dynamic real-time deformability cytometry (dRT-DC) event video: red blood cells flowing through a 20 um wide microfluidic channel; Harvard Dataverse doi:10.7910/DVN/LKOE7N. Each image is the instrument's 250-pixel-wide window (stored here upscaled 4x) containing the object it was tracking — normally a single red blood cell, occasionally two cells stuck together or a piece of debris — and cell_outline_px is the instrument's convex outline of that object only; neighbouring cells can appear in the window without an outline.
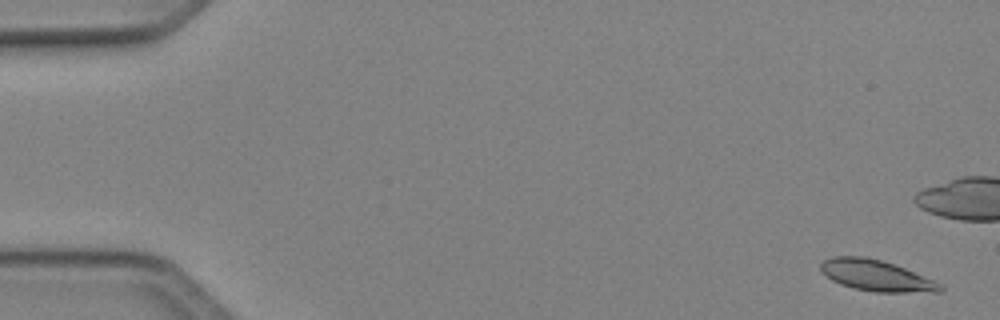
{"species": "Egyptian fruit bat (a non-hibernating species)", "species_latin": "Rousettus aegyptiacus", "temperature_condition": "cold", "stored_images_in_passage": 51, "camera_frame_rate_fps": 3000, "um_per_image_px": 0.085, "animal": {"sex": "female"}, "frame": {"image": 1, "passage_image": 2, "time_ms": 0.333, "image_size_px": [1000, 320], "cell_outline_px": [[944, 292], [876, 292], [856, 288], [840, 284], [832, 280], [820, 268], [820, 264], [824, 260], [832, 256], [868, 256], [904, 268], [944, 284]], "centroid_in_image_um": [74.53, 23.42], "position_along_channel_um": 10.5, "area_um2": 21.5}}
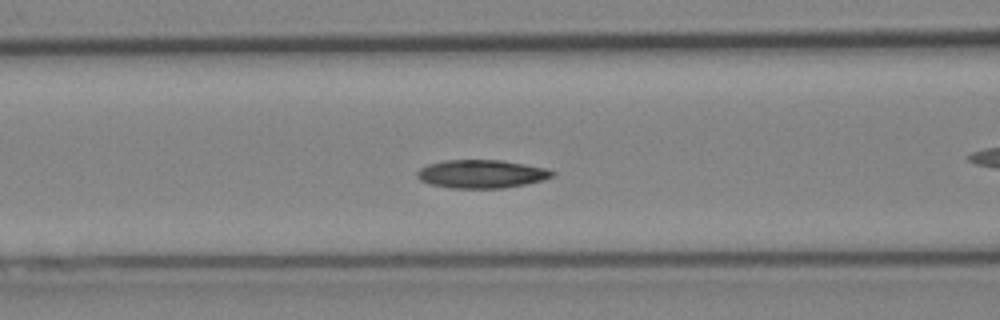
{"frame": {"image": 2, "passage_image": 21, "time_ms": 6.667, "image_size_px": [1000, 320], "cell_outline_px": [[556, 172], [552, 176], [544, 180], [504, 188], [448, 188], [432, 184], [420, 180], [416, 176], [416, 172], [420, 168], [428, 164], [444, 160], [504, 160], [544, 168]], "centroid_in_image_um": [40.9, 14.78], "position_along_channel_um": 125.7, "area_um2": 22.25}}
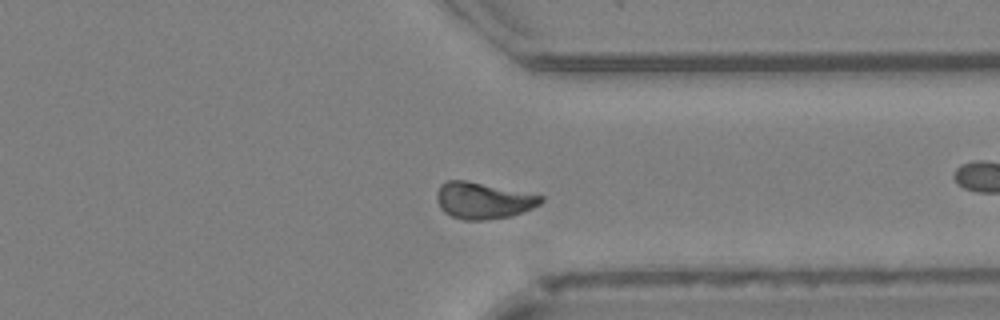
{"frame": {"image": 3, "passage_image": 39, "time_ms": 12.667, "image_size_px": [1000, 320], "cell_outline_px": [[544, 200], [540, 204], [532, 208], [512, 216], [484, 220], [464, 220], [452, 216], [444, 212], [440, 208], [436, 200], [436, 192], [440, 184], [444, 180], [464, 180], [544, 196]], "centroid_in_image_um": [41.03, 17.05], "position_along_channel_um": 370.4, "area_um2": 22.14}, "authors_computed_cell_mechanics": {"area_um2": 21.6172, "velocity_mm_per_s": 4.0708, "shape_relaxation_time_tau1_ms": 3.9332, "shape_relaxation_time_tau2_ms": null, "deformation_change_tau1": 0.0985, "deformation_change_tau2": null}}